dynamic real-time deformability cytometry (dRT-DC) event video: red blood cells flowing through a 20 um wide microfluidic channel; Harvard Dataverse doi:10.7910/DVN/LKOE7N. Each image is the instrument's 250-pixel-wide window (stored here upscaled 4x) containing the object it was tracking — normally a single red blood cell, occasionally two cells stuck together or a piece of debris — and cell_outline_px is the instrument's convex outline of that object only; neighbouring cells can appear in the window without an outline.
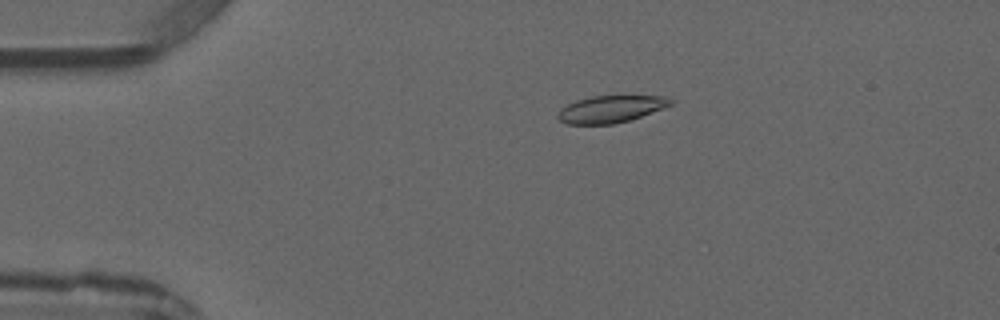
{"species": "common noctule bat (a hibernating species)", "species_latin": "Nyctalus noctula", "temperature_condition": "warm", "stored_images_in_passage": 4, "camera_frame_rate_fps": 3000, "um_per_image_px": 0.085, "animal": {"sex": "male", "forearm_length_mm": 52.5}, "frame": {"image": 1, "passage_image": 3, "time_ms": 2.0, "image_size_px": [1000, 320], "cell_outline_px": [[672, 104], [664, 108], [628, 120], [612, 124], [568, 124], [560, 120], [556, 116], [560, 108], [576, 100], [592, 96], [664, 96], [672, 100]], "centroid_in_image_um": [51.88, 9.27], "position_along_channel_um": 33.1, "area_um2": 17.57}}